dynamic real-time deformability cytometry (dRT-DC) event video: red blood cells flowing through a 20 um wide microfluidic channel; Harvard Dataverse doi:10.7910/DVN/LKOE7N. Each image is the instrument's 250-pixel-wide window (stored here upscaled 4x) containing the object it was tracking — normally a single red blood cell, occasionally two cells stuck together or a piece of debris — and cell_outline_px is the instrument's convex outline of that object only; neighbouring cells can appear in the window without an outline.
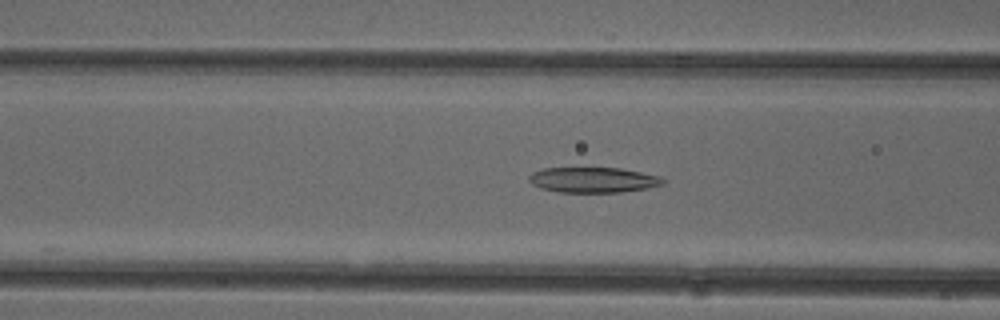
{"species": "common noctule bat (a hibernating species)", "species_latin": "Nyctalus noctula", "temperature_condition": "cold", "stored_images_in_passage": 40, "camera_frame_rate_fps": 3000, "um_per_image_px": 0.085, "animal": {"sex": "female"}, "frame": {"image": 1, "passage_image": 8, "time_ms": 2.333, "image_size_px": [1000, 320], "cell_outline_px": [[664, 184], [648, 188], [620, 192], [560, 192], [540, 188], [532, 184], [528, 180], [528, 176], [532, 172], [544, 168], [620, 168], [660, 176], [664, 180]], "centroid_in_image_um": [50.4, 15.29], "position_along_channel_um": 116.2, "area_um2": 19.77}}
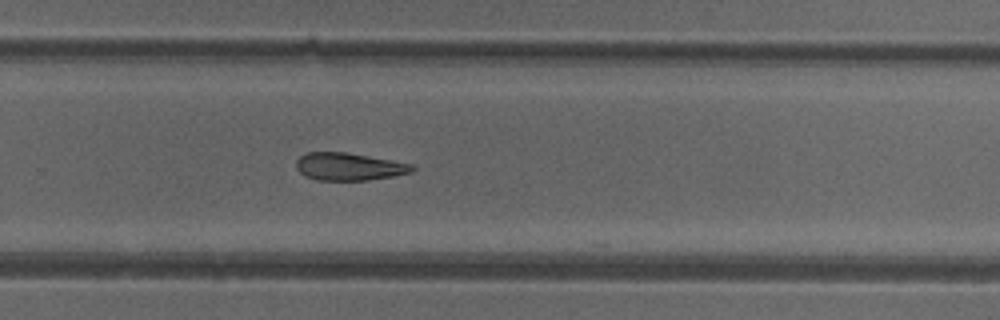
{"frame": {"image": 2, "passage_image": 22, "time_ms": 7.0, "image_size_px": [1000, 320], "cell_outline_px": [[416, 168], [412, 172], [392, 176], [368, 180], [316, 180], [304, 176], [296, 168], [296, 160], [300, 156], [308, 152], [348, 152], [392, 160], [412, 164]], "centroid_in_image_um": [29.65, 14.16], "position_along_channel_um": 300.2, "area_um2": 18.73}}
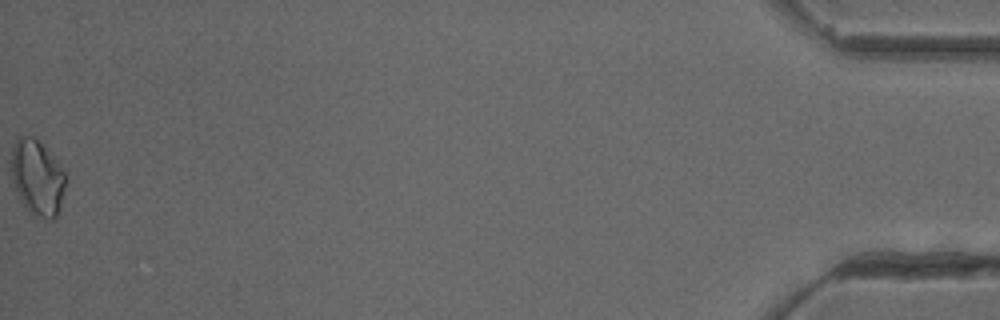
{"frame": {"image": 3, "passage_image": 40, "time_ms": 13.0, "image_size_px": [1000, 320], "cell_outline_px": [[64, 188], [60, 208], [56, 220], [52, 220], [28, 212], [20, 200], [12, 180], [12, 148], [16, 140], [20, 136], [32, 136], [52, 156], [64, 172]], "centroid_in_image_um": [3.15, 15.14], "position_along_channel_um": 432.0, "area_um2": 23.35}}